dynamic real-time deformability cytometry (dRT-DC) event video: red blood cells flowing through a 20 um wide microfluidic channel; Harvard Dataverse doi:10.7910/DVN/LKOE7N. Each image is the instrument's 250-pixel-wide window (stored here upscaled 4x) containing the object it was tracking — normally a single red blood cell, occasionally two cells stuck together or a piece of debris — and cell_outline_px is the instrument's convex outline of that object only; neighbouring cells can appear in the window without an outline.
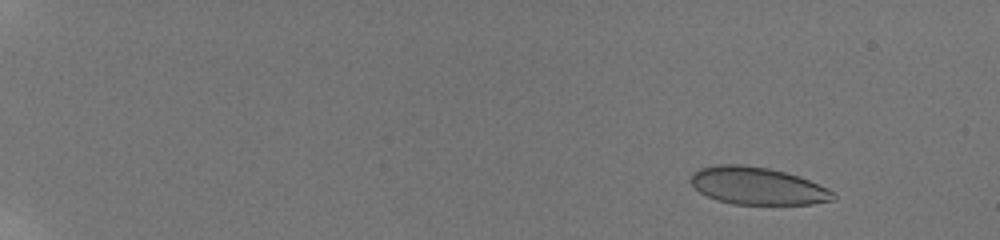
{"species": "human", "species_latin": "Homo sapiens", "temperature_condition": "room temperature", "stored_images_in_passage": 59, "camera_frame_rate_fps": 3000, "um_per_image_px": 0.085, "donor": {"sex": "male"}, "frame": {"image": 1, "passage_image": 8, "time_ms": 2.333, "image_size_px": [1000, 240], "cell_outline_px": [[836, 200], [812, 204], [732, 204], [716, 200], [700, 192], [692, 184], [692, 172], [700, 168], [716, 164], [740, 164], [768, 168], [784, 172], [808, 180], [828, 188], [836, 192]], "centroid_in_image_um": [64.41, 15.81], "position_along_channel_um": 20.6, "area_um2": 31.04}}
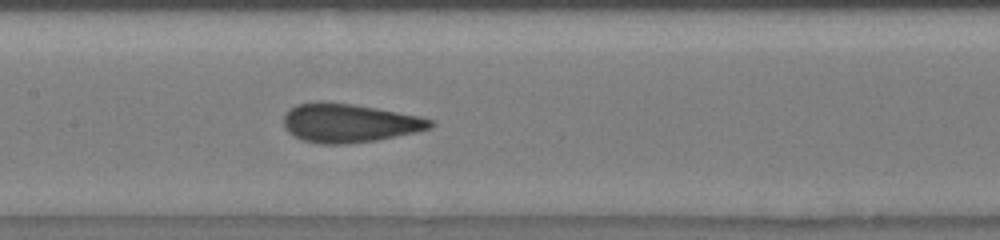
{"frame": {"image": 2, "passage_image": 34, "time_ms": 11.0, "image_size_px": [1000, 240], "cell_outline_px": [[432, 124], [428, 128], [396, 136], [376, 140], [344, 144], [320, 144], [300, 140], [292, 136], [284, 128], [284, 116], [296, 104], [320, 100], [352, 104], [376, 108], [416, 116], [432, 120]], "centroid_in_image_um": [29.56, 10.45], "position_along_channel_um": 177.8, "area_um2": 32.83}}
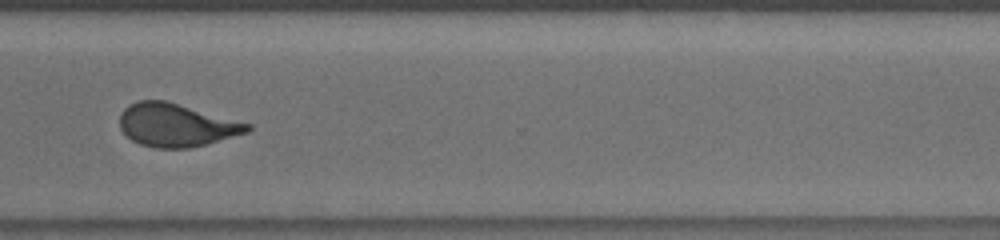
{"frame": {"image": 3, "passage_image": 48, "time_ms": 15.667, "image_size_px": [1000, 240], "cell_outline_px": [[252, 128], [248, 132], [204, 144], [188, 148], [156, 148], [140, 144], [132, 140], [120, 128], [120, 112], [128, 104], [140, 100], [164, 100], [252, 124]], "centroid_in_image_um": [14.96, 10.62], "position_along_channel_um": 355.6, "area_um2": 31.79}, "authors_computed_cell_mechanics": {"area_um2": 32.368, "velocity_mm_per_s": 3.8122, "shape_relaxation_time_tau1_ms": null, "shape_relaxation_time_tau2_ms": 0.7576, "deformation_change_tau1": null, "deformation_change_tau2": 0.0885}}